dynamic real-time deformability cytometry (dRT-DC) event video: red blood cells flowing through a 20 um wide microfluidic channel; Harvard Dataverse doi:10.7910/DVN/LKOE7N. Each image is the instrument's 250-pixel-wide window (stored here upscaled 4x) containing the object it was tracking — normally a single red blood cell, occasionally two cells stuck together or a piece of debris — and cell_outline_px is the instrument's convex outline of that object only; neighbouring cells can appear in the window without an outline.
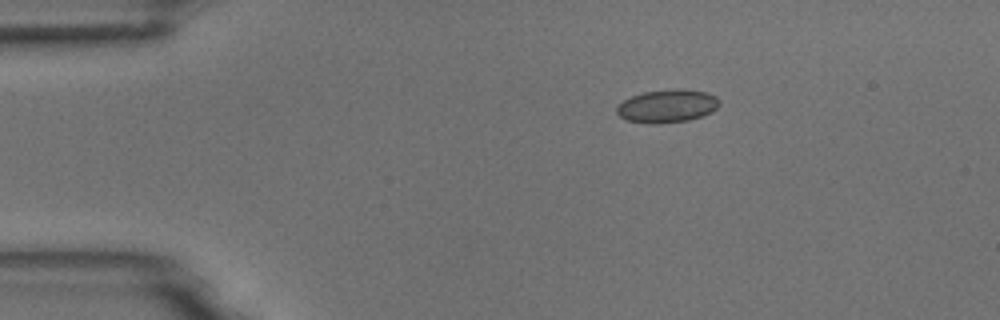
{"species": "common noctule bat (a hibernating species)", "species_latin": "Nyctalus noctula", "temperature_condition": "room temperature", "stored_images_in_passage": 4, "camera_frame_rate_fps": 3000, "um_per_image_px": 0.085, "animal": {"sex": "male", "body_mass_g": 18.8}, "frame": {"image": 1, "passage_image": 1, "time_ms": 0.0, "image_size_px": [1000, 320], "cell_outline_px": [[720, 104], [712, 112], [688, 120], [656, 124], [652, 124], [624, 120], [616, 112], [616, 104], [632, 96], [644, 92], [676, 88], [684, 88], [704, 92], [716, 96], [720, 100]], "centroid_in_image_um": [56.69, 9.01], "position_along_channel_um": 28.3, "area_um2": 19.94}}
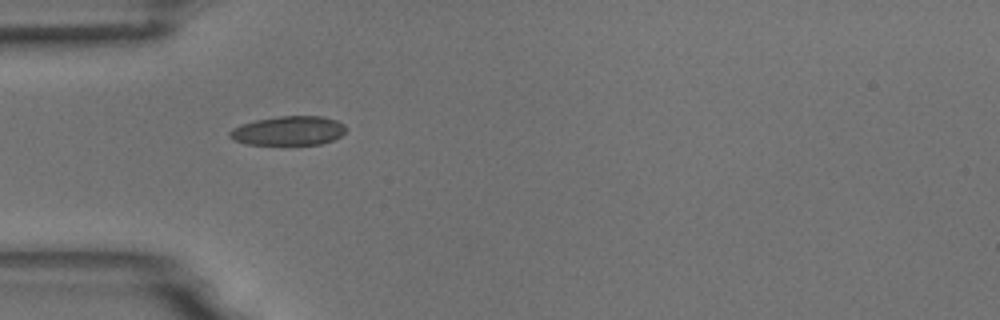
{"frame": {"image": 2, "passage_image": 3, "time_ms": 0.667, "image_size_px": [1000, 320], "cell_outline_px": [[344, 132], [340, 136], [332, 140], [320, 144], [244, 144], [232, 140], [228, 136], [228, 132], [232, 128], [240, 124], [256, 120], [280, 116], [320, 116], [336, 120], [344, 124]], "centroid_in_image_um": [24.46, 11.11], "position_along_channel_um": 60.5, "area_um2": 19.71}}